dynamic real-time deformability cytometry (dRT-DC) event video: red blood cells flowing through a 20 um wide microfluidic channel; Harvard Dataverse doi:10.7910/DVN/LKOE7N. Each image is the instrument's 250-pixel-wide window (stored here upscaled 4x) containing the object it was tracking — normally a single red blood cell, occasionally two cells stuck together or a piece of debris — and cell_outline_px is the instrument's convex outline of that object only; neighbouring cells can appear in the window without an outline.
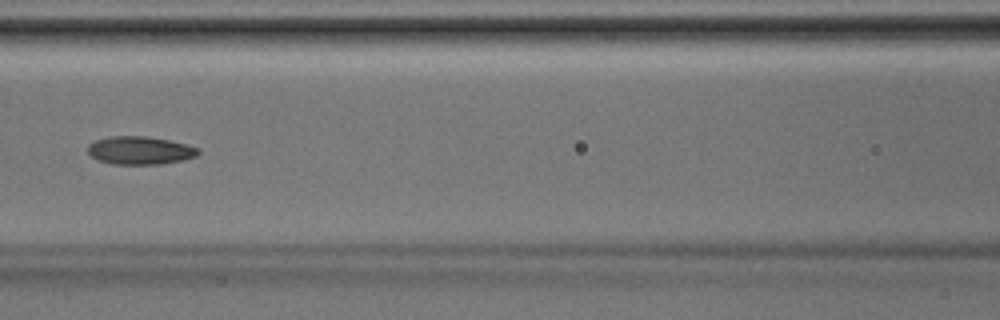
{"species": "Egyptian fruit bat (a non-hibernating species)", "species_latin": "Rousettus aegyptiacus", "temperature_condition": "room temperature", "stored_images_in_passage": 40, "camera_frame_rate_fps": 3000, "um_per_image_px": 0.085, "animal": {"sex": "male"}, "frame": {"image": 1, "passage_image": 18, "time_ms": 5.667, "image_size_px": [1000, 320], "cell_outline_px": [[200, 152], [196, 156], [184, 160], [160, 164], [112, 164], [100, 160], [92, 156], [88, 152], [88, 144], [96, 140], [108, 136], [144, 136], [168, 140], [200, 148]], "centroid_in_image_um": [11.91, 12.78], "position_along_channel_um": 154.7, "area_um2": 17.98}}